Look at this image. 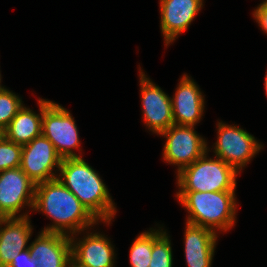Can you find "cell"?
<instances>
[{
    "instance_id": "cell-1",
    "label": "cell",
    "mask_w": 267,
    "mask_h": 267,
    "mask_svg": "<svg viewBox=\"0 0 267 267\" xmlns=\"http://www.w3.org/2000/svg\"><path fill=\"white\" fill-rule=\"evenodd\" d=\"M32 210L42 212L53 221L41 230L45 232L79 236L82 231L99 224L58 178L36 184Z\"/></svg>"
},
{
    "instance_id": "cell-2",
    "label": "cell",
    "mask_w": 267,
    "mask_h": 267,
    "mask_svg": "<svg viewBox=\"0 0 267 267\" xmlns=\"http://www.w3.org/2000/svg\"><path fill=\"white\" fill-rule=\"evenodd\" d=\"M57 178L99 222L111 224L115 203L99 174L82 157L62 159Z\"/></svg>"
},
{
    "instance_id": "cell-3",
    "label": "cell",
    "mask_w": 267,
    "mask_h": 267,
    "mask_svg": "<svg viewBox=\"0 0 267 267\" xmlns=\"http://www.w3.org/2000/svg\"><path fill=\"white\" fill-rule=\"evenodd\" d=\"M179 203L189 213L187 223L219 232L229 231L236 223L235 191L176 192ZM219 231V232H217Z\"/></svg>"
},
{
    "instance_id": "cell-4",
    "label": "cell",
    "mask_w": 267,
    "mask_h": 267,
    "mask_svg": "<svg viewBox=\"0 0 267 267\" xmlns=\"http://www.w3.org/2000/svg\"><path fill=\"white\" fill-rule=\"evenodd\" d=\"M209 151L177 173L178 191H235L239 173L222 159H211Z\"/></svg>"
},
{
    "instance_id": "cell-5",
    "label": "cell",
    "mask_w": 267,
    "mask_h": 267,
    "mask_svg": "<svg viewBox=\"0 0 267 267\" xmlns=\"http://www.w3.org/2000/svg\"><path fill=\"white\" fill-rule=\"evenodd\" d=\"M217 141L213 145L216 157L232 166L238 173L263 149V145L238 125L217 122Z\"/></svg>"
},
{
    "instance_id": "cell-6",
    "label": "cell",
    "mask_w": 267,
    "mask_h": 267,
    "mask_svg": "<svg viewBox=\"0 0 267 267\" xmlns=\"http://www.w3.org/2000/svg\"><path fill=\"white\" fill-rule=\"evenodd\" d=\"M77 125L71 113L56 102H51L43 111L42 135L55 147L62 158L81 157L74 149H80Z\"/></svg>"
},
{
    "instance_id": "cell-7",
    "label": "cell",
    "mask_w": 267,
    "mask_h": 267,
    "mask_svg": "<svg viewBox=\"0 0 267 267\" xmlns=\"http://www.w3.org/2000/svg\"><path fill=\"white\" fill-rule=\"evenodd\" d=\"M160 136L166 137L163 159L170 165L178 166L177 173L195 162L209 148L207 140L197 134L194 126L173 124Z\"/></svg>"
},
{
    "instance_id": "cell-8",
    "label": "cell",
    "mask_w": 267,
    "mask_h": 267,
    "mask_svg": "<svg viewBox=\"0 0 267 267\" xmlns=\"http://www.w3.org/2000/svg\"><path fill=\"white\" fill-rule=\"evenodd\" d=\"M35 186L20 167L0 171V218L27 217V212L17 214L24 206L32 212Z\"/></svg>"
},
{
    "instance_id": "cell-9",
    "label": "cell",
    "mask_w": 267,
    "mask_h": 267,
    "mask_svg": "<svg viewBox=\"0 0 267 267\" xmlns=\"http://www.w3.org/2000/svg\"><path fill=\"white\" fill-rule=\"evenodd\" d=\"M61 162L54 145L43 135L22 146L20 168L35 184L56 179Z\"/></svg>"
},
{
    "instance_id": "cell-10",
    "label": "cell",
    "mask_w": 267,
    "mask_h": 267,
    "mask_svg": "<svg viewBox=\"0 0 267 267\" xmlns=\"http://www.w3.org/2000/svg\"><path fill=\"white\" fill-rule=\"evenodd\" d=\"M138 68L143 120L148 130L160 135L174 124L171 97Z\"/></svg>"
},
{
    "instance_id": "cell-11",
    "label": "cell",
    "mask_w": 267,
    "mask_h": 267,
    "mask_svg": "<svg viewBox=\"0 0 267 267\" xmlns=\"http://www.w3.org/2000/svg\"><path fill=\"white\" fill-rule=\"evenodd\" d=\"M86 233L81 240L76 234L70 236L72 262L78 267H115L116 253L111 241L100 232L86 229Z\"/></svg>"
},
{
    "instance_id": "cell-12",
    "label": "cell",
    "mask_w": 267,
    "mask_h": 267,
    "mask_svg": "<svg viewBox=\"0 0 267 267\" xmlns=\"http://www.w3.org/2000/svg\"><path fill=\"white\" fill-rule=\"evenodd\" d=\"M204 0H160V30L165 46L173 43L195 19Z\"/></svg>"
},
{
    "instance_id": "cell-13",
    "label": "cell",
    "mask_w": 267,
    "mask_h": 267,
    "mask_svg": "<svg viewBox=\"0 0 267 267\" xmlns=\"http://www.w3.org/2000/svg\"><path fill=\"white\" fill-rule=\"evenodd\" d=\"M197 85L187 74L182 75L171 97L174 124L195 126L201 121L205 98Z\"/></svg>"
},
{
    "instance_id": "cell-14",
    "label": "cell",
    "mask_w": 267,
    "mask_h": 267,
    "mask_svg": "<svg viewBox=\"0 0 267 267\" xmlns=\"http://www.w3.org/2000/svg\"><path fill=\"white\" fill-rule=\"evenodd\" d=\"M28 249L37 261L36 267H69L72 261L71 239L67 235L41 231Z\"/></svg>"
},
{
    "instance_id": "cell-15",
    "label": "cell",
    "mask_w": 267,
    "mask_h": 267,
    "mask_svg": "<svg viewBox=\"0 0 267 267\" xmlns=\"http://www.w3.org/2000/svg\"><path fill=\"white\" fill-rule=\"evenodd\" d=\"M30 222L29 216L0 218V267H7L13 258L29 248L27 243L33 233Z\"/></svg>"
},
{
    "instance_id": "cell-16",
    "label": "cell",
    "mask_w": 267,
    "mask_h": 267,
    "mask_svg": "<svg viewBox=\"0 0 267 267\" xmlns=\"http://www.w3.org/2000/svg\"><path fill=\"white\" fill-rule=\"evenodd\" d=\"M185 260L188 267H211L218 234L186 222L184 232Z\"/></svg>"
},
{
    "instance_id": "cell-17",
    "label": "cell",
    "mask_w": 267,
    "mask_h": 267,
    "mask_svg": "<svg viewBox=\"0 0 267 267\" xmlns=\"http://www.w3.org/2000/svg\"><path fill=\"white\" fill-rule=\"evenodd\" d=\"M51 102L50 100L39 98V114L23 106L2 134L8 140L22 146L31 142L35 137L42 135L43 111Z\"/></svg>"
},
{
    "instance_id": "cell-18",
    "label": "cell",
    "mask_w": 267,
    "mask_h": 267,
    "mask_svg": "<svg viewBox=\"0 0 267 267\" xmlns=\"http://www.w3.org/2000/svg\"><path fill=\"white\" fill-rule=\"evenodd\" d=\"M152 229V253L149 267H172L173 254L170 236L166 230Z\"/></svg>"
},
{
    "instance_id": "cell-19",
    "label": "cell",
    "mask_w": 267,
    "mask_h": 267,
    "mask_svg": "<svg viewBox=\"0 0 267 267\" xmlns=\"http://www.w3.org/2000/svg\"><path fill=\"white\" fill-rule=\"evenodd\" d=\"M129 253L131 267H149L152 253V228L135 238Z\"/></svg>"
},
{
    "instance_id": "cell-20",
    "label": "cell",
    "mask_w": 267,
    "mask_h": 267,
    "mask_svg": "<svg viewBox=\"0 0 267 267\" xmlns=\"http://www.w3.org/2000/svg\"><path fill=\"white\" fill-rule=\"evenodd\" d=\"M19 95L9 89L0 91V132L2 133L9 125L14 116L23 107Z\"/></svg>"
},
{
    "instance_id": "cell-21",
    "label": "cell",
    "mask_w": 267,
    "mask_h": 267,
    "mask_svg": "<svg viewBox=\"0 0 267 267\" xmlns=\"http://www.w3.org/2000/svg\"><path fill=\"white\" fill-rule=\"evenodd\" d=\"M22 157V145L8 140L0 135V171L20 167Z\"/></svg>"
},
{
    "instance_id": "cell-22",
    "label": "cell",
    "mask_w": 267,
    "mask_h": 267,
    "mask_svg": "<svg viewBox=\"0 0 267 267\" xmlns=\"http://www.w3.org/2000/svg\"><path fill=\"white\" fill-rule=\"evenodd\" d=\"M37 261L30 254L29 249L20 252L7 267H36Z\"/></svg>"
},
{
    "instance_id": "cell-23",
    "label": "cell",
    "mask_w": 267,
    "mask_h": 267,
    "mask_svg": "<svg viewBox=\"0 0 267 267\" xmlns=\"http://www.w3.org/2000/svg\"><path fill=\"white\" fill-rule=\"evenodd\" d=\"M252 14L261 30L267 34V4L258 5Z\"/></svg>"
},
{
    "instance_id": "cell-24",
    "label": "cell",
    "mask_w": 267,
    "mask_h": 267,
    "mask_svg": "<svg viewBox=\"0 0 267 267\" xmlns=\"http://www.w3.org/2000/svg\"><path fill=\"white\" fill-rule=\"evenodd\" d=\"M264 86H265V91H266V96H267V72H266V76H265Z\"/></svg>"
},
{
    "instance_id": "cell-25",
    "label": "cell",
    "mask_w": 267,
    "mask_h": 267,
    "mask_svg": "<svg viewBox=\"0 0 267 267\" xmlns=\"http://www.w3.org/2000/svg\"><path fill=\"white\" fill-rule=\"evenodd\" d=\"M1 78H2V77H1V72H0V91H3V90L6 89V88H5L4 86L1 85V82H2V81H1Z\"/></svg>"
},
{
    "instance_id": "cell-26",
    "label": "cell",
    "mask_w": 267,
    "mask_h": 267,
    "mask_svg": "<svg viewBox=\"0 0 267 267\" xmlns=\"http://www.w3.org/2000/svg\"><path fill=\"white\" fill-rule=\"evenodd\" d=\"M69 267H78L77 265H75L72 261L69 264Z\"/></svg>"
},
{
    "instance_id": "cell-27",
    "label": "cell",
    "mask_w": 267,
    "mask_h": 267,
    "mask_svg": "<svg viewBox=\"0 0 267 267\" xmlns=\"http://www.w3.org/2000/svg\"><path fill=\"white\" fill-rule=\"evenodd\" d=\"M263 4H267V0H264L261 4L259 5H263Z\"/></svg>"
}]
</instances>
